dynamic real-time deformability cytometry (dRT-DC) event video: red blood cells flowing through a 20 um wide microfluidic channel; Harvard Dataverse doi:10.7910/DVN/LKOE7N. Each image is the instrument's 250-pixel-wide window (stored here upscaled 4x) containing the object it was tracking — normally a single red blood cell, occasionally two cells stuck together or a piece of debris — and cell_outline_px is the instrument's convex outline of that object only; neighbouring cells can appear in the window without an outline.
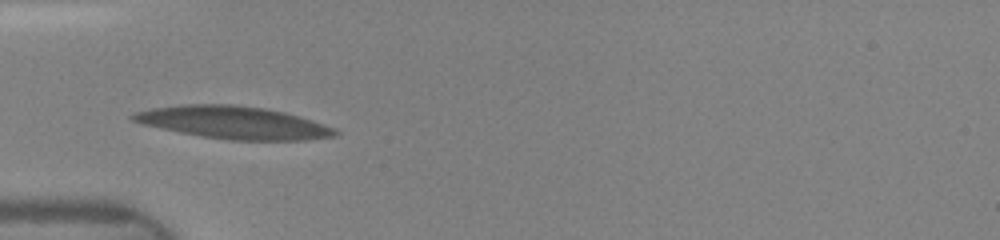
{"species": "human", "species_latin": "Homo sapiens", "temperature_condition": "room temperature", "stored_images_in_passage": 10, "camera_frame_rate_fps": 3000, "um_per_image_px": 0.085, "donor": {"sex": "female"}, "frame": {"image": 1, "passage_image": 6, "time_ms": 3.333, "image_size_px": [1000, 240], "cell_outline_px": [[340, 132], [336, 136], [304, 140], [228, 140], [180, 132], [144, 124], [132, 120], [128, 116], [132, 112], [152, 108], [180, 104], [236, 104], [264, 108], [284, 112], [300, 116], [336, 128]], "centroid_in_image_um": [19.86, 10.4], "position_along_channel_um": 65.1, "area_um2": 38.38}}
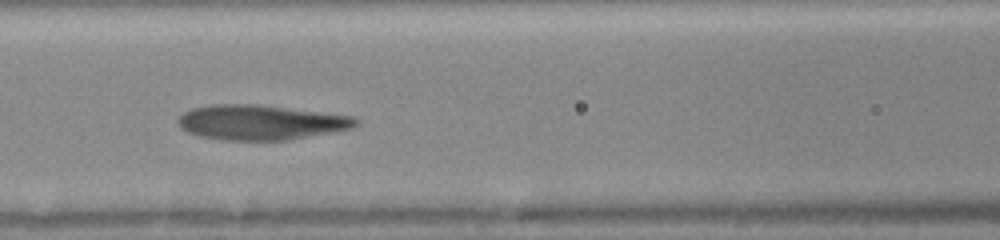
{"frame": {"image": 2, "passage_image": 9, "time_ms": 5.333, "image_size_px": [1000, 240], "cell_outline_px": [[360, 124], [352, 128], [332, 132], [288, 140], [224, 140], [200, 136], [188, 132], [180, 128], [176, 120], [184, 112], [192, 108], [212, 104], [256, 104], [352, 116], [360, 120]], "centroid_in_image_um": [22.14, 10.4], "position_along_channel_um": 144.5, "area_um2": 36.13}}